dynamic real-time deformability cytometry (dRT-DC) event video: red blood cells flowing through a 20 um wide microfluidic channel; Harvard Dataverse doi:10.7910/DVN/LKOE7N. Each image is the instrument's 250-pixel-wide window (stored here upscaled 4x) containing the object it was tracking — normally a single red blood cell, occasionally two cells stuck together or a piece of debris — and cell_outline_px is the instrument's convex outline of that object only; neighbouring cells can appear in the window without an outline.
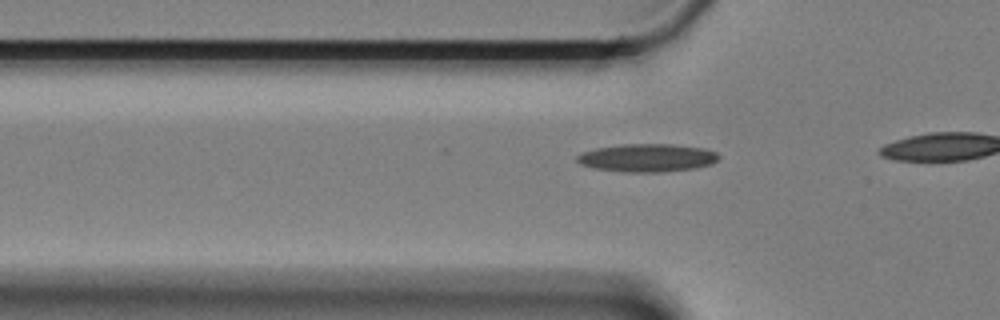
{"species": "Egyptian fruit bat (a non-hibernating species)", "species_latin": "Rousettus aegyptiacus", "temperature_condition": "cold", "stored_images_in_passage": 12, "camera_frame_rate_fps": 3000, "um_per_image_px": 0.085, "animal": {"sex": "female"}, "frame": {"image": 1, "passage_image": 6, "time_ms": 1.667, "image_size_px": [1000, 320], "cell_outline_px": [[720, 156], [712, 164], [696, 168], [664, 172], [624, 172], [592, 168], [580, 164], [576, 160], [576, 156], [584, 152], [596, 148], [620, 144], [672, 144], [704, 148], [716, 152]], "centroid_in_image_um": [55.01, 13.42], "position_along_channel_um": 70.8, "area_um2": 23.29}}
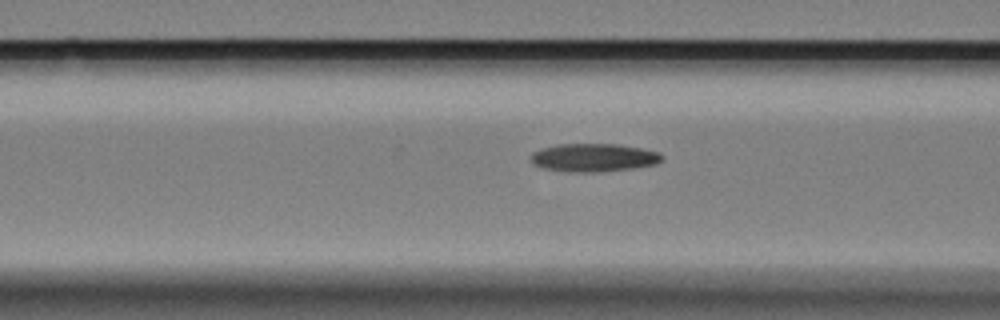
{"frame": {"image": 2, "passage_image": 10, "time_ms": 3.0, "image_size_px": [1000, 320], "cell_outline_px": [[664, 160], [656, 164], [632, 168], [596, 172], [576, 172], [544, 168], [536, 164], [532, 160], [532, 152], [556, 144], [620, 144], [660, 152], [664, 156]], "centroid_in_image_um": [50.54, 13.38], "position_along_channel_um": 116.1, "area_um2": 21.33}}